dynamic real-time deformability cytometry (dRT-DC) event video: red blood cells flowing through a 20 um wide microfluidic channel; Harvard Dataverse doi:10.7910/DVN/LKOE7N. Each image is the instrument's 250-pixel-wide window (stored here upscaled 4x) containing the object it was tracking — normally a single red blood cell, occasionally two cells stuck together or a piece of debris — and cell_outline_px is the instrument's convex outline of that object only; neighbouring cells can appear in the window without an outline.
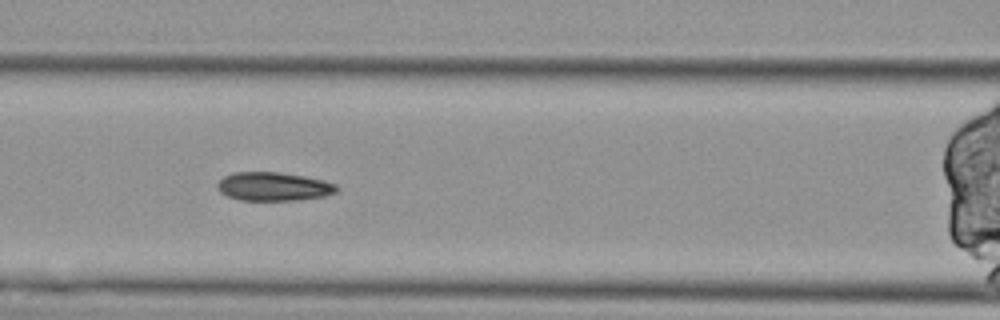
{"species": "Egyptian fruit bat (a non-hibernating species)", "species_latin": "Rousettus aegyptiacus", "temperature_condition": "cold", "stored_images_in_passage": 43, "camera_frame_rate_fps": 3000, "um_per_image_px": 0.085, "animal": {"sex": "female"}, "frame": {"image": 1, "passage_image": 7, "time_ms": 2.0, "image_size_px": [1000, 320], "cell_outline_px": [[340, 188], [336, 192], [324, 196], [296, 200], [240, 200], [228, 196], [220, 192], [216, 188], [216, 184], [224, 176], [232, 172], [280, 172], [304, 176], [324, 180], [336, 184]], "centroid_in_image_um": [23.25, 15.85], "position_along_channel_um": 143.4, "area_um2": 20.0}}
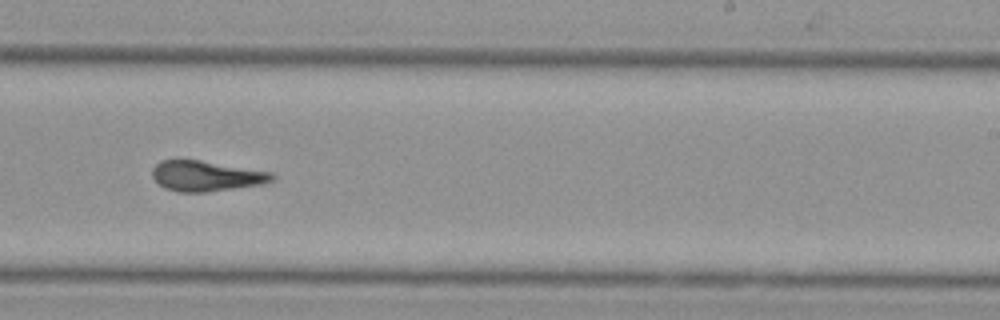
{"frame": {"image": 2, "passage_image": 19, "time_ms": 6.0, "image_size_px": [1000, 320], "cell_outline_px": [[276, 176], [272, 180], [264, 184], [208, 192], [180, 192], [164, 188], [152, 176], [152, 168], [160, 160], [176, 156], [272, 172]], "centroid_in_image_um": [17.47, 14.92], "position_along_channel_um": 271.5, "area_um2": 21.79}}
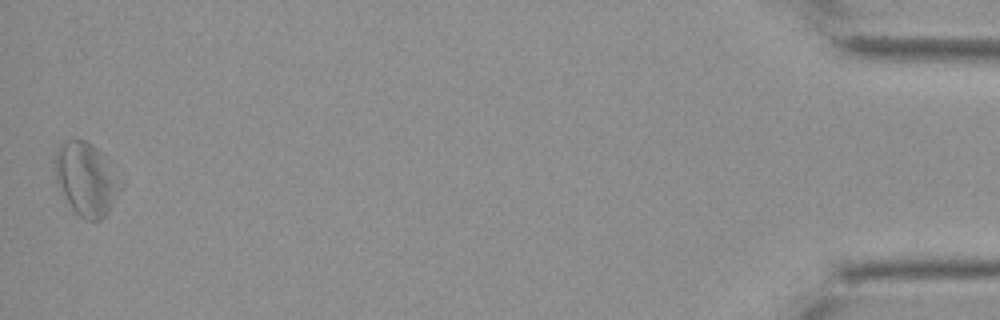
{"frame": {"image": 3, "passage_image": 42, "time_ms": 13.667, "image_size_px": [1000, 320], "cell_outline_px": [[124, 184], [108, 212], [100, 220], [84, 220], [72, 208], [56, 180], [56, 148], [68, 140], [84, 140], [92, 144], [100, 152]], "centroid_in_image_um": [7.35, 15.23], "position_along_channel_um": 427.8, "area_um2": 27.22}, "authors_computed_cell_mechanics": {"area_um2": 22.3108, "velocity_mm_per_s": 3.2204, "shape_relaxation_time_tau1_ms": null, "shape_relaxation_time_tau2_ms": 3.4239, "deformation_change_tau1": null, "deformation_change_tau2": 0.1308}}